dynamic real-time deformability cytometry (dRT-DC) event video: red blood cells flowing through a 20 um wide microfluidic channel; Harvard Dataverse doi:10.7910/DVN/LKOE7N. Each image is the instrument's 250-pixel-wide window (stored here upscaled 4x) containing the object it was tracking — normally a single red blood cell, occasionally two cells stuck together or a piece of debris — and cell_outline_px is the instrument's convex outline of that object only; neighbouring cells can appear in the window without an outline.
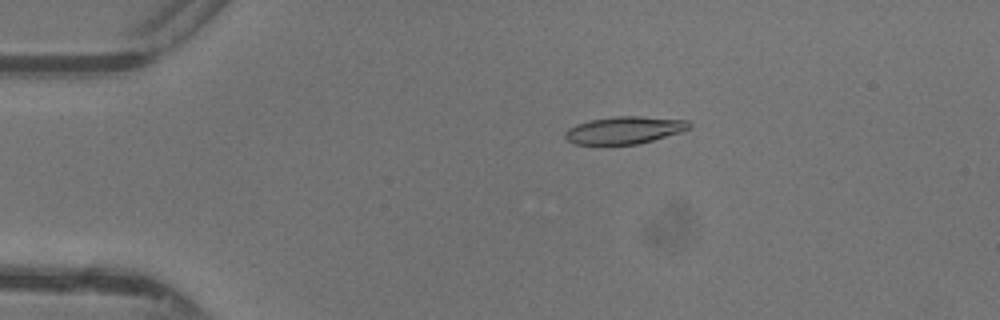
{"species": "common noctule bat (a hibernating species)", "species_latin": "Nyctalus noctula", "temperature_condition": "warm", "stored_images_in_passage": 16, "camera_frame_rate_fps": 3000, "um_per_image_px": 0.085, "animal": {"sex": "female"}, "frame": {"image": 1, "passage_image": 10, "time_ms": 3.0, "image_size_px": [1000, 320], "cell_outline_px": [[692, 128], [680, 132], [640, 144], [576, 144], [568, 140], [564, 136], [564, 132], [568, 128], [576, 124], [588, 120], [612, 116], [640, 116], [688, 120], [692, 124]], "centroid_in_image_um": [53.09, 11.05], "position_along_channel_um": 31.9, "area_um2": 19.94}}